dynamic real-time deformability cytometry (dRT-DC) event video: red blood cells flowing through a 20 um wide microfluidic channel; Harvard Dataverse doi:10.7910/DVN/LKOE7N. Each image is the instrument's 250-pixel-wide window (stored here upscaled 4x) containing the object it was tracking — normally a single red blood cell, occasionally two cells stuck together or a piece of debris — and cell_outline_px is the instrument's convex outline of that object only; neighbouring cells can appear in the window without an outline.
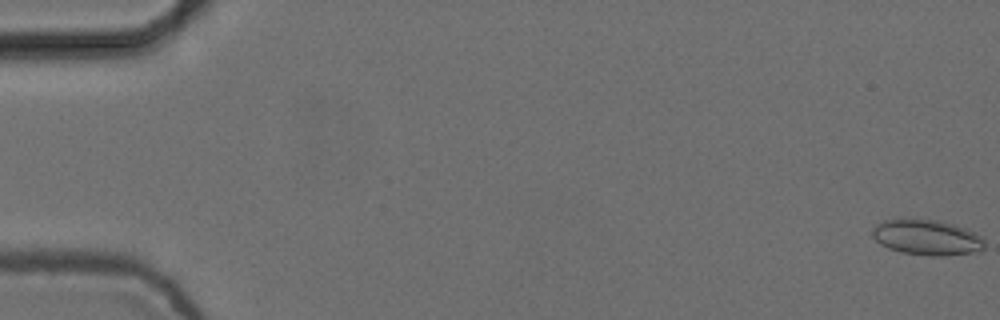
{"species": "common noctule bat (a hibernating species)", "species_latin": "Nyctalus noctula", "temperature_condition": "cold", "stored_images_in_passage": 5, "camera_frame_rate_fps": 3000, "um_per_image_px": 0.085, "animal": {"sex": "female", "body_mass_g": 24.6, "forearm_length_mm": 56.2}, "frame": {"image": 1, "passage_image": 1, "time_ms": 0.0, "image_size_px": [1000, 320], "cell_outline_px": [[984, 248], [972, 252], [944, 256], [932, 256], [900, 252], [888, 248], [880, 244], [872, 236], [872, 228], [876, 224], [884, 220], [936, 220], [952, 224], [964, 228], [980, 236], [984, 240]], "centroid_in_image_um": [78.75, 20.19], "position_along_channel_um": 6.3, "area_um2": 22.77}}